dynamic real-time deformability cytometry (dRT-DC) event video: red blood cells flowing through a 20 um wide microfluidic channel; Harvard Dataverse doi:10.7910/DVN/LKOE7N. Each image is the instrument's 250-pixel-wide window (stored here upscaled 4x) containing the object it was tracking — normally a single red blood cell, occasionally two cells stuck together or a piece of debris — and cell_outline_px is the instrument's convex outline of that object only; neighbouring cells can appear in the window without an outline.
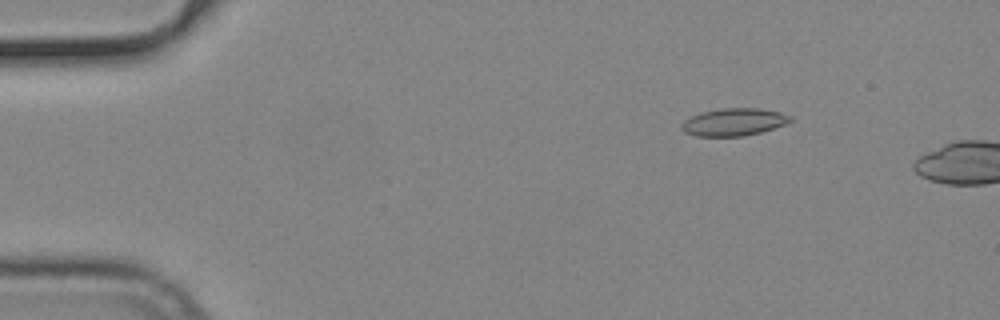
{"species": "common noctule bat (a hibernating species)", "species_latin": "Nyctalus noctula", "temperature_condition": "cold", "stored_images_in_passage": 11, "camera_frame_rate_fps": 3000, "um_per_image_px": 0.085, "animal": {"sex": "male", "body_mass_g": 19.2, "forearm_length_mm": 51.8}, "frame": {"image": 1, "passage_image": 8, "time_ms": 2.333, "image_size_px": [1000, 320], "cell_outline_px": [[792, 120], [784, 124], [760, 132], [744, 136], [696, 136], [684, 132], [680, 128], [680, 124], [684, 120], [700, 112], [724, 108], [756, 108], [780, 112], [792, 116]], "centroid_in_image_um": [62.33, 10.37], "position_along_channel_um": 22.7, "area_um2": 17.34}}